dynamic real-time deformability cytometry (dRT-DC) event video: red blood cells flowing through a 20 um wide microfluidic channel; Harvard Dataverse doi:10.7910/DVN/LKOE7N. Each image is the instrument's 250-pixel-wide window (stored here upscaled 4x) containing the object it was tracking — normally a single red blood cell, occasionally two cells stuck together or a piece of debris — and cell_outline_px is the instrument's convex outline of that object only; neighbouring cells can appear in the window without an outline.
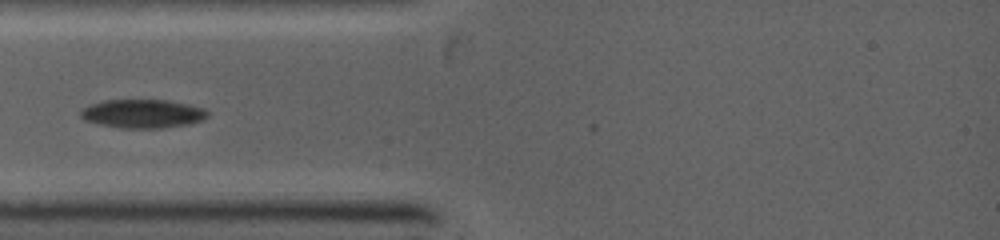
{"species": "common noctule bat (a hibernating species)", "species_latin": "Nyctalus noctula", "temperature_condition": "warm", "stored_images_in_passage": 3, "camera_frame_rate_fps": 5000, "um_per_image_px": 0.085, "animal": {"sex": "female", "body_mass_g": 19.0, "forearm_length_mm": 53.3}, "frame": {"image": 1, "passage_image": 1, "time_ms": 0.0, "image_size_px": [1000, 240], "cell_outline_px": [[208, 116], [204, 120], [188, 124], [160, 128], [120, 128], [100, 124], [84, 120], [80, 116], [80, 108], [88, 104], [104, 100], [164, 100], [188, 104], [204, 108], [208, 112]], "centroid_in_image_um": [12.09, 9.66], "position_along_channel_um": 72.9, "area_um2": 21.33}}